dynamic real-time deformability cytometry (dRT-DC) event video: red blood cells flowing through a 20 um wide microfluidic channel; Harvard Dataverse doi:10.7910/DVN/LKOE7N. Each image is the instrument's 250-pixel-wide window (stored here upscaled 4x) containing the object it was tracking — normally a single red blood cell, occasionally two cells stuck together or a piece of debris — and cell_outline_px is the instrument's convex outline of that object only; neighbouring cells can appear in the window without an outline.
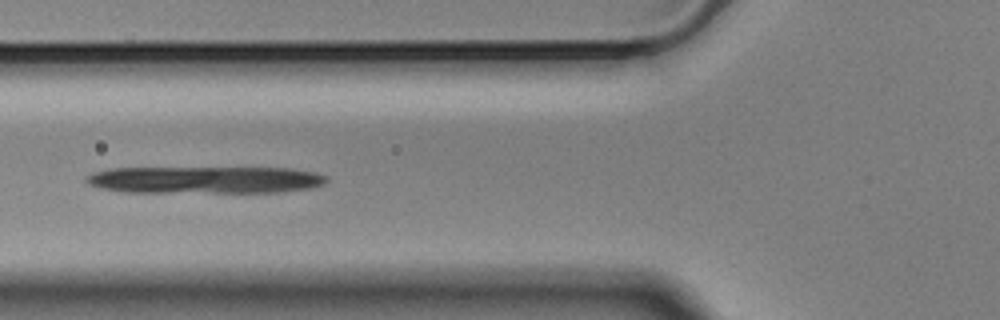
{"species": "Egyptian fruit bat (a non-hibernating species)", "species_latin": "Rousettus aegyptiacus", "temperature_condition": "cold", "stored_images_in_passage": 25, "camera_frame_rate_fps": 3000, "um_per_image_px": 0.085, "animal": {"sex": "male"}, "frame": {"image": 1, "passage_image": 5, "time_ms": 1.333, "image_size_px": [1000, 320], "cell_outline_px": [[328, 180], [324, 184], [312, 188], [276, 192], [124, 192], [100, 188], [88, 184], [84, 180], [92, 172], [108, 168], [288, 168], [316, 172], [328, 176]], "centroid_in_image_um": [17.43, 15.28], "position_along_channel_um": 108.4, "area_um2": 38.21}}